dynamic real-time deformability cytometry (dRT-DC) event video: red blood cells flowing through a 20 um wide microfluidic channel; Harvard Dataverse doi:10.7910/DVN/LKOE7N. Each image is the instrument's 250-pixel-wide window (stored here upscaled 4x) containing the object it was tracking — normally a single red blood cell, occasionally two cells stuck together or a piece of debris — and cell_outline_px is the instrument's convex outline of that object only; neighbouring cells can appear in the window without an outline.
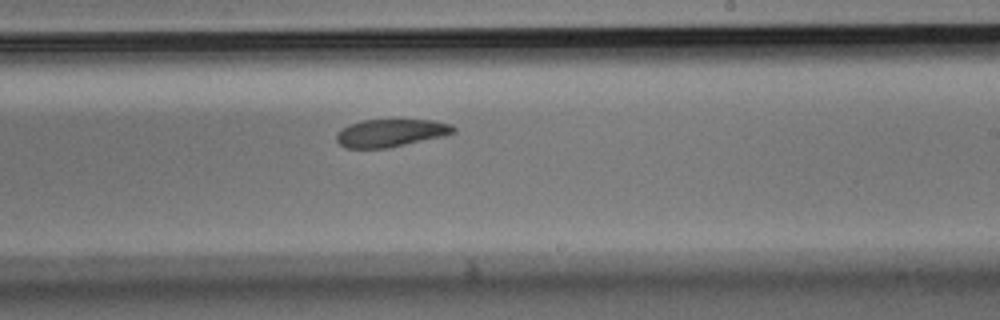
{"species": "Egyptian fruit bat (a non-hibernating species)", "species_latin": "Rousettus aegyptiacus", "temperature_condition": "room temperature", "stored_images_in_passage": 7, "camera_frame_rate_fps": 3000, "um_per_image_px": 0.085, "animal": {"sex": "male"}, "frame": {"image": 1, "passage_image": 6, "time_ms": 1.667, "image_size_px": [1000, 320], "cell_outline_px": [[456, 132], [444, 136], [388, 148], [344, 148], [336, 140], [336, 132], [348, 124], [364, 120], [432, 120], [452, 124], [456, 128]], "centroid_in_image_um": [33.21, 11.3], "position_along_channel_um": 255.8, "area_um2": 19.02}}